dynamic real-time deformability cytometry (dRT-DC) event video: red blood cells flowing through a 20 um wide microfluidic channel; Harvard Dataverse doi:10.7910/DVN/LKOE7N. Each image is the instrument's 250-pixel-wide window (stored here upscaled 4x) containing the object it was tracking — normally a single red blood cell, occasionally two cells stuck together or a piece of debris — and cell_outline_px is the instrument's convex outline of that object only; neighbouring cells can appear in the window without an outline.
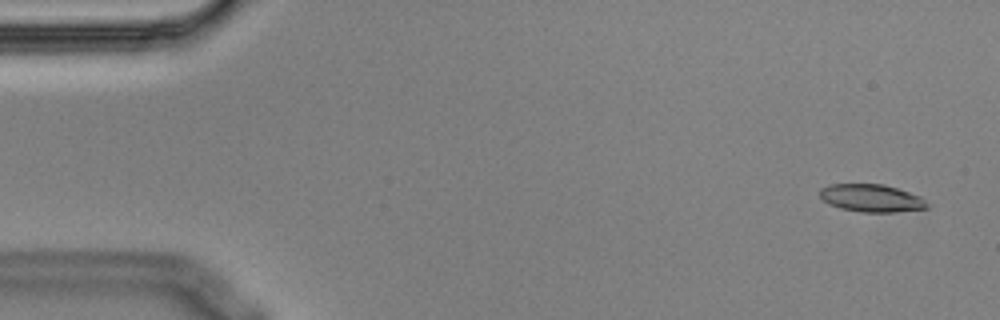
{"species": "Egyptian fruit bat (a non-hibernating species)", "species_latin": "Rousettus aegyptiacus", "temperature_condition": "cold", "stored_images_in_passage": 5, "camera_frame_rate_fps": 3000, "um_per_image_px": 0.085, "animal": {"sex": "male"}, "frame": {"image": 1, "passage_image": 1, "time_ms": 0.0, "image_size_px": [1000, 320], "cell_outline_px": [[932, 204], [928, 208], [896, 212], [860, 212], [840, 208], [828, 204], [820, 196], [820, 188], [828, 184], [884, 184], [920, 196]], "centroid_in_image_um": [74.09, 16.84], "position_along_channel_um": 10.9, "area_um2": 17.46}}